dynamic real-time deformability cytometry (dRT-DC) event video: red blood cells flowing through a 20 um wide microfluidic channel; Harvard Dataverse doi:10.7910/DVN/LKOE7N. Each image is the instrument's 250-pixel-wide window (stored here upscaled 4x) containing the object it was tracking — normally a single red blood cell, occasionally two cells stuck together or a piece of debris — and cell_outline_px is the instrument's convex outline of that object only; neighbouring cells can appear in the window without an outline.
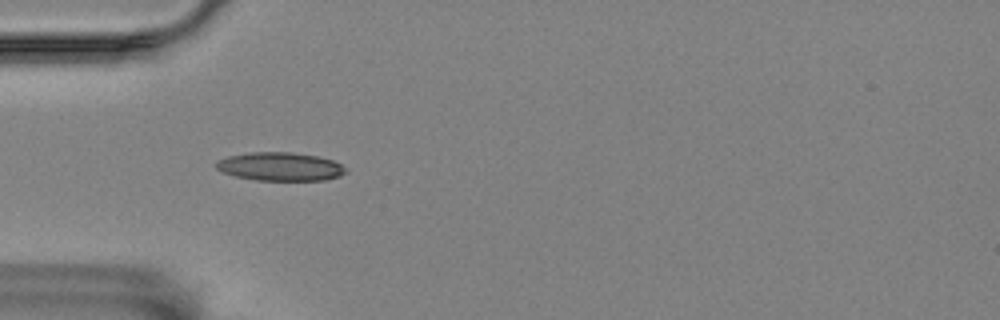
{"species": "Egyptian fruit bat (a non-hibernating species)", "species_latin": "Rousettus aegyptiacus", "temperature_condition": "room temperature", "stored_images_in_passage": 5, "camera_frame_rate_fps": 3000, "um_per_image_px": 0.085, "animal": {"sex": "female"}, "frame": {"image": 1, "passage_image": 4, "time_ms": 5.0, "image_size_px": [1000, 320], "cell_outline_px": [[348, 172], [340, 176], [324, 180], [256, 180], [236, 176], [220, 172], [216, 168], [216, 160], [228, 156], [248, 152], [292, 152], [316, 156], [332, 160], [340, 164]], "centroid_in_image_um": [23.78, 14.15], "position_along_channel_um": 61.2, "area_um2": 21.5}}
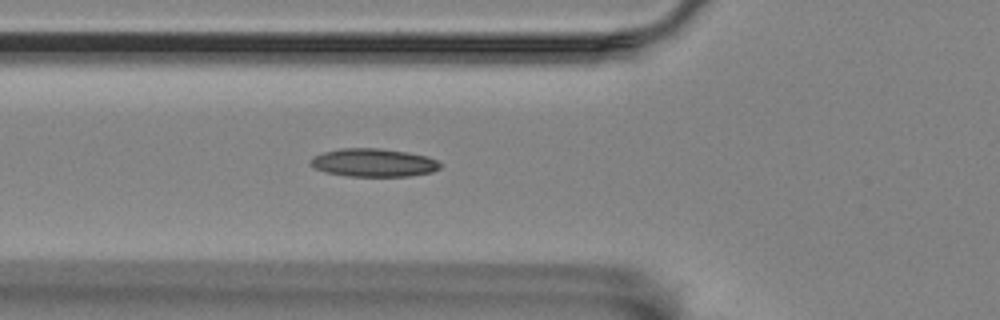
{"frame": {"image": 2, "passage_image": 5, "time_ms": 6.0, "image_size_px": [1000, 320], "cell_outline_px": [[444, 164], [440, 168], [432, 172], [408, 176], [348, 176], [324, 172], [308, 164], [308, 160], [312, 156], [324, 152], [340, 148], [380, 148], [408, 152], [428, 156]], "centroid_in_image_um": [31.74, 13.82], "position_along_channel_um": 94.1, "area_um2": 21.56}}